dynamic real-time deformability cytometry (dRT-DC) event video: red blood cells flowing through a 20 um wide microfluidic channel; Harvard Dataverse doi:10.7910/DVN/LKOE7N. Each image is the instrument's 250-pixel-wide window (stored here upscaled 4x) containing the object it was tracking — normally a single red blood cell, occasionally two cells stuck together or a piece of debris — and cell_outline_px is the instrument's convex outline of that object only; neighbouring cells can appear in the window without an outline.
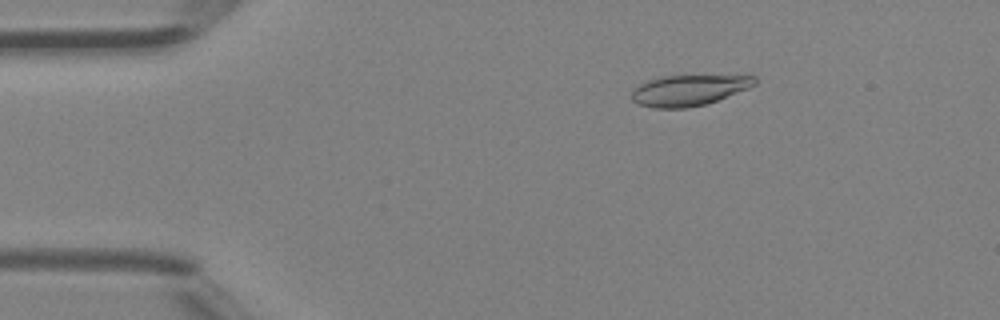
{"species": "Egyptian fruit bat (a non-hibernating species)", "species_latin": "Rousettus aegyptiacus", "temperature_condition": "room temperature", "stored_images_in_passage": 6, "camera_frame_rate_fps": 3000, "um_per_image_px": 0.085, "animal": {"sex": "female"}, "frame": {"image": 1, "passage_image": 3, "time_ms": 0.667, "image_size_px": [1000, 320], "cell_outline_px": [[756, 84], [748, 88], [716, 100], [704, 104], [688, 108], [652, 108], [640, 104], [632, 100], [632, 88], [648, 80], [660, 76], [756, 76]], "centroid_in_image_um": [58.5, 7.67], "position_along_channel_um": 26.5, "area_um2": 21.79}}
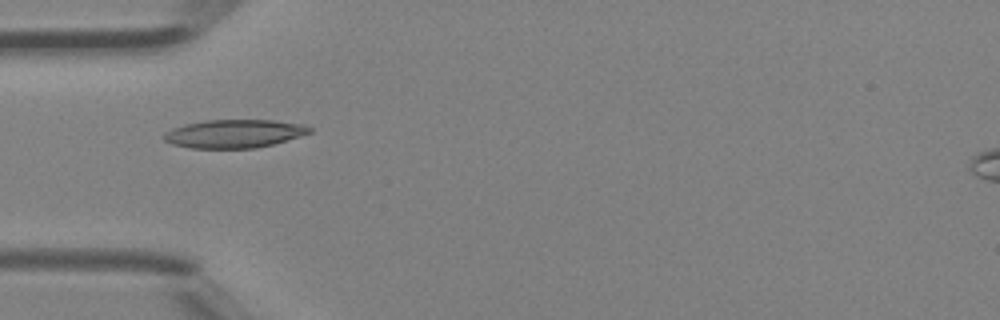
{"frame": {"image": 2, "passage_image": 5, "time_ms": 1.333, "image_size_px": [1000, 320], "cell_outline_px": [[312, 132], [300, 136], [272, 144], [256, 148], [192, 148], [172, 144], [164, 140], [164, 132], [172, 128], [184, 124], [204, 120], [272, 120], [304, 124], [312, 128]], "centroid_in_image_um": [19.9, 11.35], "position_along_channel_um": 65.1, "area_um2": 24.04}}
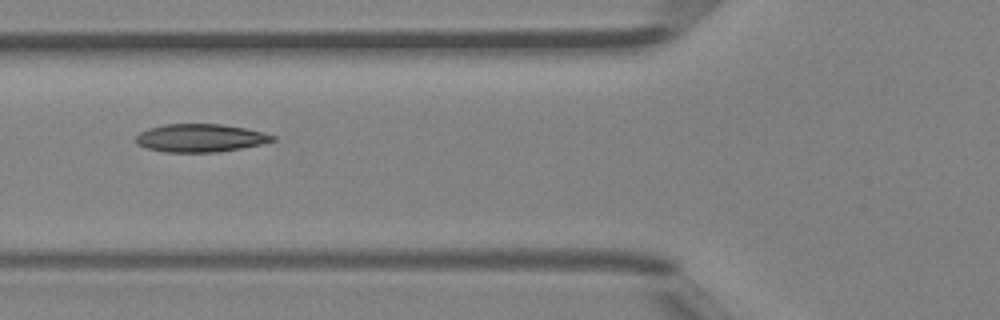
{"frame": {"image": 3, "passage_image": 6, "time_ms": 1.667, "image_size_px": [1000, 320], "cell_outline_px": [[276, 140], [260, 144], [220, 152], [164, 152], [148, 148], [136, 144], [136, 136], [140, 132], [148, 128], [164, 124], [220, 124], [244, 128], [264, 132], [276, 136]], "centroid_in_image_um": [17.02, 11.73], "position_along_channel_um": 108.8, "area_um2": 22.31}}